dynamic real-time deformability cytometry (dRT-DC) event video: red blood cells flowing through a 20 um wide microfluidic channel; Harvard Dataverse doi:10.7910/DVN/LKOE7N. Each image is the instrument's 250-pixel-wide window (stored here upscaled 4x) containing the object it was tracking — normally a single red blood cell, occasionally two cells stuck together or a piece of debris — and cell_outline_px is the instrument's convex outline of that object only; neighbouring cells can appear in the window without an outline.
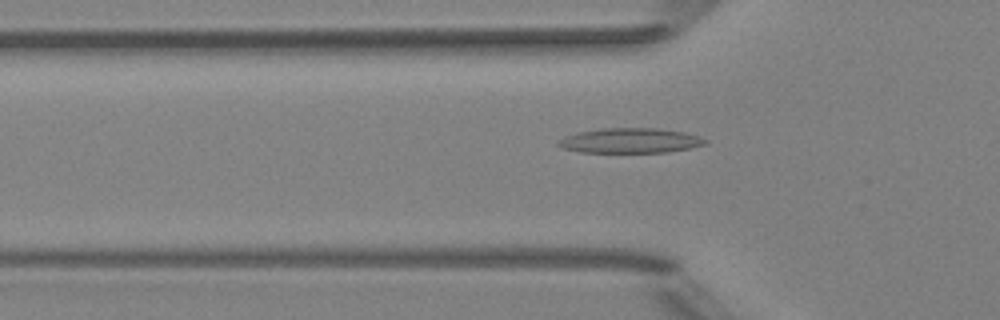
{"species": "Egyptian fruit bat (a non-hibernating species)", "species_latin": "Rousettus aegyptiacus", "temperature_condition": "room temperature", "stored_images_in_passage": 46, "camera_frame_rate_fps": 3000, "um_per_image_px": 0.085, "animal": {"sex": "female"}, "frame": {"image": 1, "passage_image": 12, "time_ms": 3.667, "image_size_px": [1000, 320], "cell_outline_px": [[708, 144], [668, 152], [580, 152], [564, 148], [556, 144], [556, 140], [564, 136], [580, 132], [600, 128], [656, 128], [684, 132], [708, 140]], "centroid_in_image_um": [53.54, 11.95], "position_along_channel_um": 72.3, "area_um2": 21.27}}
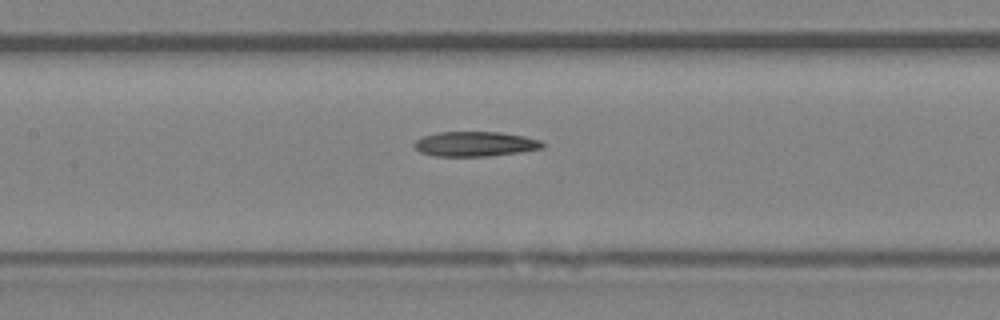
{"frame": {"image": 2, "passage_image": 19, "time_ms": 6.0, "image_size_px": [1000, 320], "cell_outline_px": [[544, 148], [520, 152], [488, 156], [436, 156], [420, 152], [412, 144], [416, 140], [424, 136], [440, 132], [500, 132], [524, 136], [540, 140], [544, 144]], "centroid_in_image_um": [40.4, 12.24], "position_along_channel_um": 167.0, "area_um2": 18.5}}
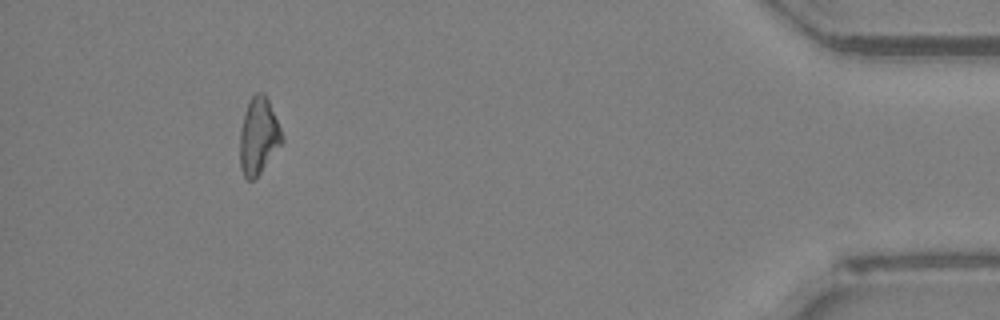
{"frame": {"image": 3, "passage_image": 42, "time_ms": 13.667, "image_size_px": [1000, 320], "cell_outline_px": [[284, 140], [260, 172], [252, 180], [248, 180], [244, 176], [240, 168], [240, 132], [248, 100], [256, 92], [264, 92], [268, 100], [284, 136]], "centroid_in_image_um": [21.97, 11.54], "position_along_channel_um": 413.2, "area_um2": 18.55}}